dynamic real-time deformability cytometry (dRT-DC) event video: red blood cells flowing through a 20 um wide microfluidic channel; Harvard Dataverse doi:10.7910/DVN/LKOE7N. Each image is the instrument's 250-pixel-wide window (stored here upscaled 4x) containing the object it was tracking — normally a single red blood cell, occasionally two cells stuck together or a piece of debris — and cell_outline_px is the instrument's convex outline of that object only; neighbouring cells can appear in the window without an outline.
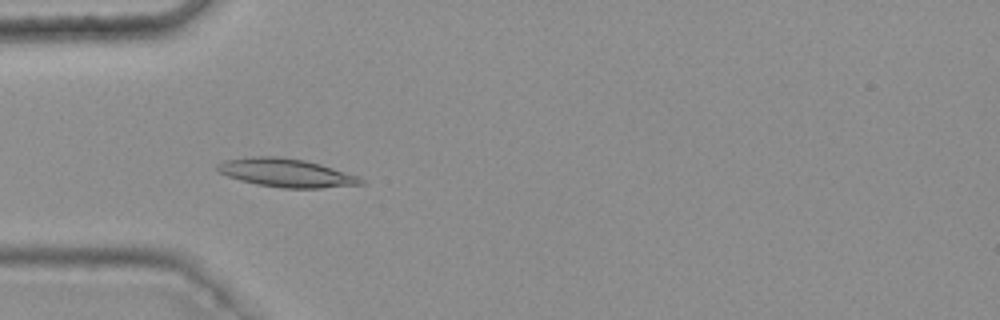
{"species": "common noctule bat (a hibernating species)", "species_latin": "Nyctalus noctula", "temperature_condition": "warm", "stored_images_in_passage": 36, "camera_frame_rate_fps": 3000, "um_per_image_px": 0.085, "animal": {"sex": "female", "body_mass_g": 25.1}, "frame": {"image": 1, "passage_image": 6, "time_ms": 1.667, "image_size_px": [1000, 320], "cell_outline_px": [[364, 184], [320, 188], [280, 188], [256, 184], [240, 180], [216, 172], [216, 164], [224, 160], [252, 156], [280, 156], [304, 160], [320, 164], [356, 176], [364, 180]], "centroid_in_image_um": [24.25, 14.69], "position_along_channel_um": 60.7, "area_um2": 23.76}}
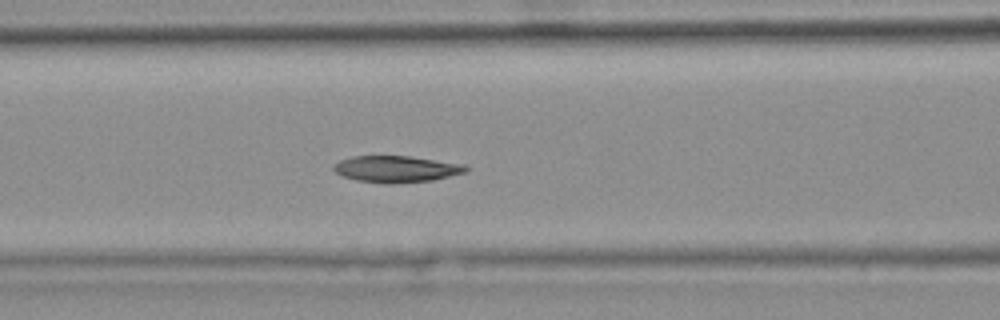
{"frame": {"image": 2, "passage_image": 12, "time_ms": 3.667, "image_size_px": [1000, 320], "cell_outline_px": [[472, 168], [468, 172], [432, 180], [392, 184], [380, 184], [356, 180], [344, 176], [336, 172], [332, 168], [332, 164], [340, 160], [352, 156], [408, 156], [464, 164]], "centroid_in_image_um": [33.7, 14.37], "position_along_channel_um": 132.9, "area_um2": 20.69}}
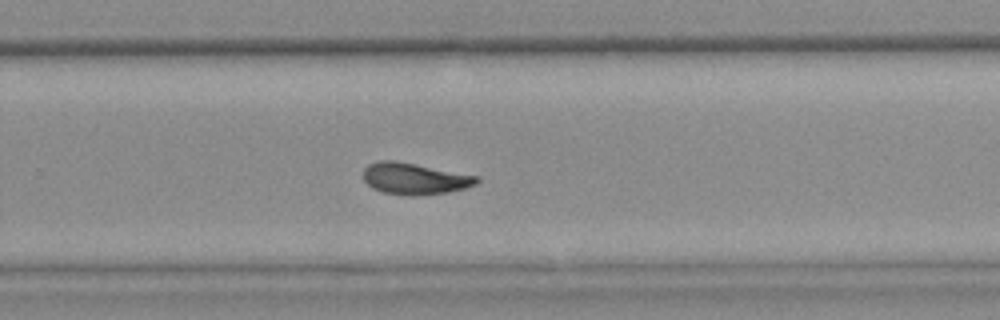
{"frame": {"image": 3, "passage_image": 25, "time_ms": 8.0, "image_size_px": [1000, 320], "cell_outline_px": [[480, 180], [476, 184], [464, 188], [448, 192], [412, 196], [384, 192], [372, 188], [364, 180], [364, 168], [368, 164], [380, 160], [396, 160], [476, 176]], "centroid_in_image_um": [35.21, 15.18], "position_along_channel_um": 294.6, "area_um2": 20.58}, "authors_computed_cell_mechanics": {"area_um2": 20.9236, "velocity_mm_per_s": 3.7423, "shape_relaxation_time_tau1_ms": 5.433, "shape_relaxation_time_tau2_ms": 4.4619, "deformation_change_tau1": 0.1705, "deformation_change_tau2": 0.0967}}